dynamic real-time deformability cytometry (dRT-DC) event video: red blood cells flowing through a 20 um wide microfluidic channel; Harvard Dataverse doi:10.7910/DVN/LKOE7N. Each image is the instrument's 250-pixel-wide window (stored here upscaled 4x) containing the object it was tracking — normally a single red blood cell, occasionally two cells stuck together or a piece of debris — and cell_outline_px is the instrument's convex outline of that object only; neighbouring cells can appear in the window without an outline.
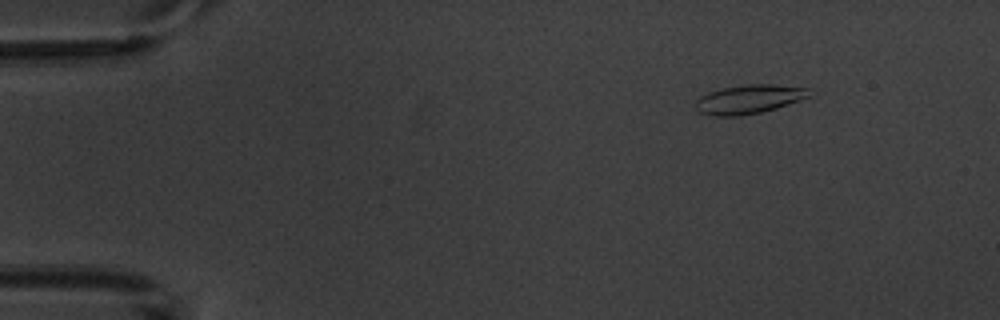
{"species": "common noctule bat (a hibernating species)", "species_latin": "Nyctalus noctula", "temperature_condition": "warm", "stored_images_in_passage": 8, "camera_frame_rate_fps": 3000, "um_per_image_px": 0.085, "animal": {"sex": "male", "body_mass_g": 20.1, "forearm_length_mm": 53.5}, "frame": {"image": 1, "passage_image": 3, "time_ms": 2.0, "image_size_px": [1000, 320], "cell_outline_px": [[808, 96], [800, 100], [776, 108], [760, 112], [736, 116], [708, 116], [700, 112], [696, 108], [696, 100], [700, 96], [708, 92], [724, 88], [744, 84], [772, 84], [808, 88]], "centroid_in_image_um": [63.61, 8.43], "position_along_channel_um": 21.4, "area_um2": 18.96}}
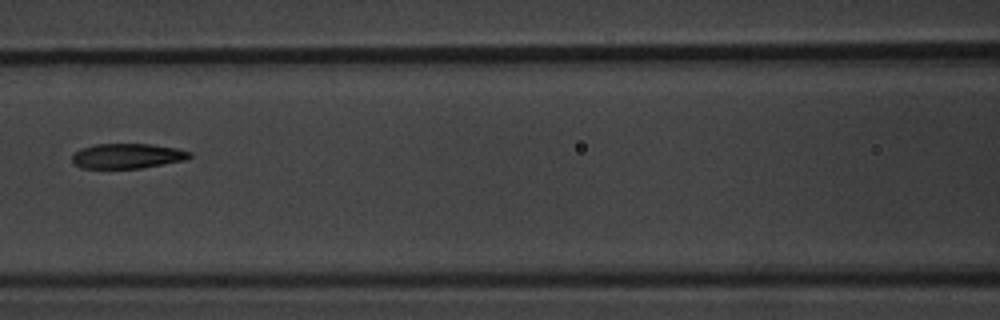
{"frame": {"image": 2, "passage_image": 8, "time_ms": 8.0, "image_size_px": [1000, 320], "cell_outline_px": [[192, 156], [188, 160], [140, 168], [80, 168], [72, 164], [72, 156], [80, 148], [96, 144], [152, 144], [180, 148], [192, 152]], "centroid_in_image_um": [10.86, 13.25], "position_along_channel_um": 155.7, "area_um2": 17.4}}